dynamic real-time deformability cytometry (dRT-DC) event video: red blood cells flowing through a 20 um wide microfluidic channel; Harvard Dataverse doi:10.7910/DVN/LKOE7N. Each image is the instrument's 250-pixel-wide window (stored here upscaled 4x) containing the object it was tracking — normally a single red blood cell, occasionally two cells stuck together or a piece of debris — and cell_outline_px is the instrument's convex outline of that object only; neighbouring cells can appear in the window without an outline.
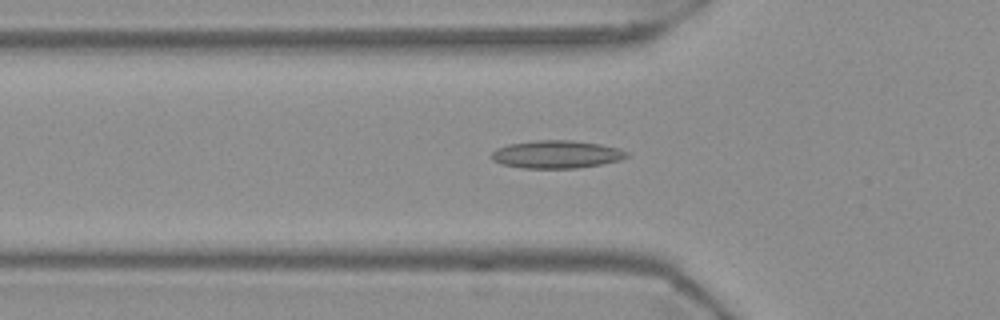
{"species": "Egyptian fruit bat (a non-hibernating species)", "species_latin": "Rousettus aegyptiacus", "temperature_condition": "warm", "stored_images_in_passage": 54, "camera_frame_rate_fps": 3000, "um_per_image_px": 0.085, "frame": {"image": 1, "passage_image": 18, "time_ms": 5.667, "image_size_px": [1000, 320], "cell_outline_px": [[628, 156], [620, 160], [600, 164], [576, 168], [520, 168], [500, 164], [492, 160], [492, 152], [496, 148], [508, 144], [536, 140], [572, 140], [600, 144], [620, 148], [628, 152]], "centroid_in_image_um": [47.28, 13.12], "position_along_channel_um": 78.5, "area_um2": 22.02}}
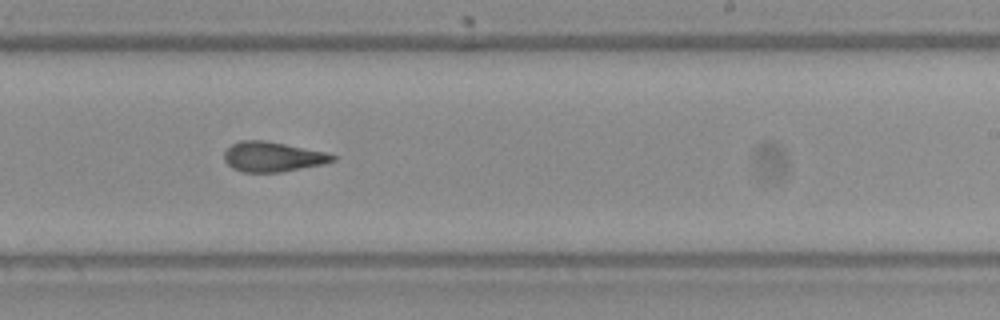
{"frame": {"image": 2, "passage_image": 33, "time_ms": 10.667, "image_size_px": [1000, 320], "cell_outline_px": [[336, 160], [324, 164], [280, 172], [240, 172], [232, 168], [224, 160], [224, 152], [232, 144], [240, 140], [264, 140], [328, 152], [336, 156]], "centroid_in_image_um": [23.18, 13.32], "position_along_channel_um": 265.8, "area_um2": 19.02}}
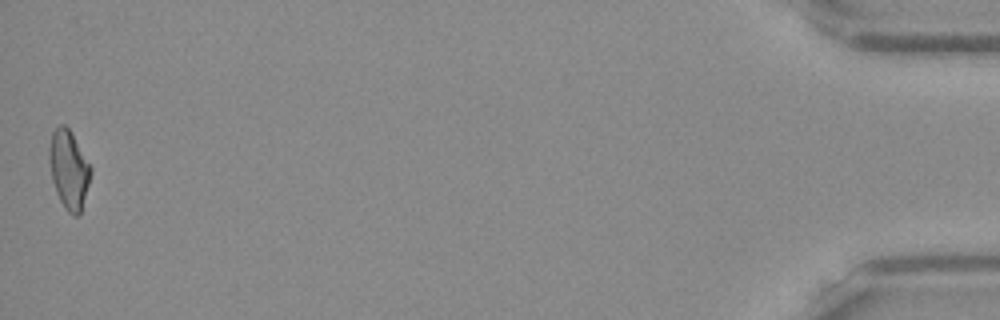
{"frame": {"image": 3, "passage_image": 54, "time_ms": 17.667, "image_size_px": [1000, 320], "cell_outline_px": [[92, 172], [80, 212], [76, 216], [72, 216], [64, 208], [56, 192], [52, 180], [48, 160], [48, 148], [52, 132], [60, 124], [64, 124], [72, 132], [92, 168]], "centroid_in_image_um": [5.83, 14.38], "position_along_channel_um": 429.4, "area_um2": 19.07}, "authors_computed_cell_mechanics": {"area_um2": 19.5942, "velocity_mm_per_s": 3.7224, "shape_relaxation_time_tau1_ms": null, "shape_relaxation_time_tau2_ms": 2.0936, "deformation_change_tau1": null, "deformation_change_tau2": 0.0985}}